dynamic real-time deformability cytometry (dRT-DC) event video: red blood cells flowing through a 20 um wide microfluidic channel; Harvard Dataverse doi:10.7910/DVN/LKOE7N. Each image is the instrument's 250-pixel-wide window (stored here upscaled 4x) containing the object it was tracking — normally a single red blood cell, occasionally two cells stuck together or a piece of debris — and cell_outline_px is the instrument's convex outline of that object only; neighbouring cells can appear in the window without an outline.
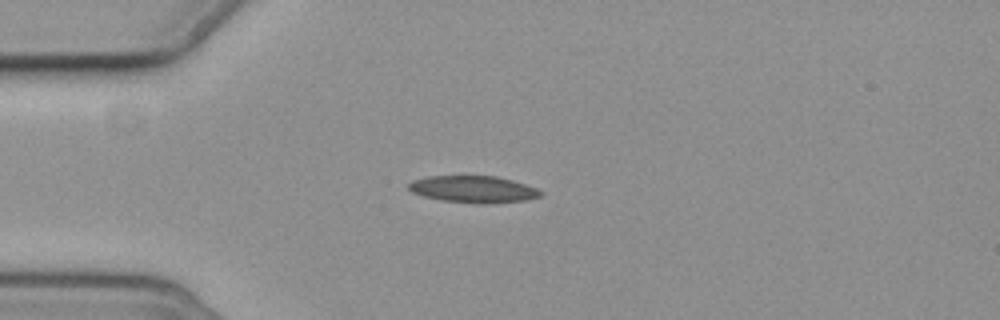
{"species": "common noctule bat (a hibernating species)", "species_latin": "Nyctalus noctula", "temperature_condition": "cold", "stored_images_in_passage": 6, "camera_frame_rate_fps": 3000, "um_per_image_px": 0.085, "animal": {"sex": "female", "body_mass_g": 19.3, "forearm_length_mm": 54.1}, "frame": {"image": 1, "passage_image": 5, "time_ms": 4.333, "image_size_px": [1000, 320], "cell_outline_px": [[544, 192], [540, 196], [524, 200], [488, 204], [476, 204], [444, 200], [424, 196], [412, 192], [408, 188], [408, 184], [412, 180], [428, 176], [496, 176], [512, 180], [536, 188]], "centroid_in_image_um": [40.23, 16.08], "position_along_channel_um": 44.8, "area_um2": 20.58}}